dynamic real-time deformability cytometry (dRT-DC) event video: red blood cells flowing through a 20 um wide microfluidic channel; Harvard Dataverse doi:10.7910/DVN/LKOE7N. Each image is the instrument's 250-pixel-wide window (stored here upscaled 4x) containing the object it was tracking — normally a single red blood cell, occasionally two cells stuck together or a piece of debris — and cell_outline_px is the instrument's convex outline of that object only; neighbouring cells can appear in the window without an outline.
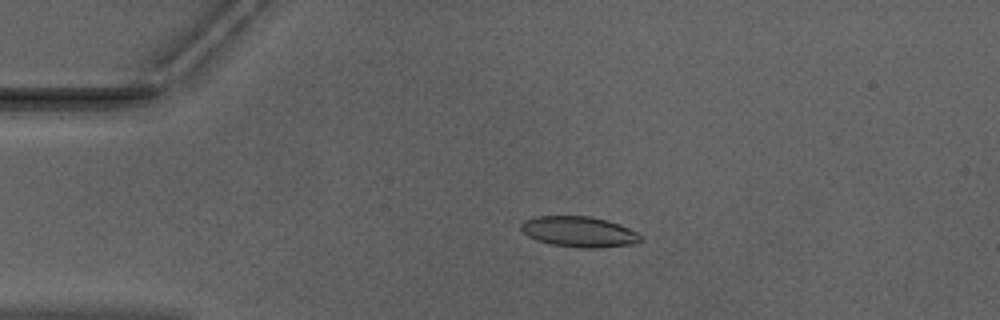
{"species": "Egyptian fruit bat (a non-hibernating species)", "species_latin": "Rousettus aegyptiacus", "temperature_condition": "warm", "stored_images_in_passage": 41, "camera_frame_rate_fps": 3000, "um_per_image_px": 0.085, "animal": {"sex": "male"}, "frame": {"image": 1, "passage_image": 1, "time_ms": 0.0, "image_size_px": [1000, 320], "cell_outline_px": [[644, 236], [636, 244], [596, 248], [584, 248], [552, 244], [536, 240], [528, 236], [520, 228], [520, 224], [524, 220], [536, 216], [588, 216], [604, 220], [628, 228]], "centroid_in_image_um": [49.2, 19.7], "position_along_channel_um": 35.8, "area_um2": 21.15}}
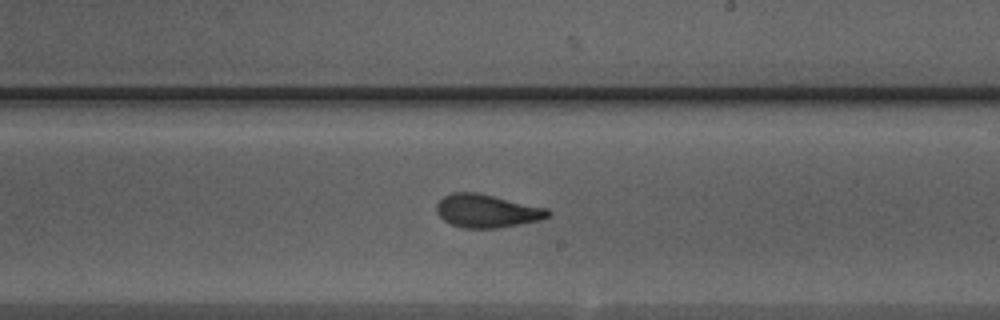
{"frame": {"image": 2, "passage_image": 20, "time_ms": 6.333, "image_size_px": [1000, 320], "cell_outline_px": [[552, 212], [548, 216], [540, 220], [500, 228], [464, 228], [452, 224], [444, 220], [436, 212], [436, 204], [444, 196], [452, 192], [476, 192], [548, 208]], "centroid_in_image_um": [41.39, 17.93], "position_along_channel_um": 247.6, "area_um2": 21.56}}
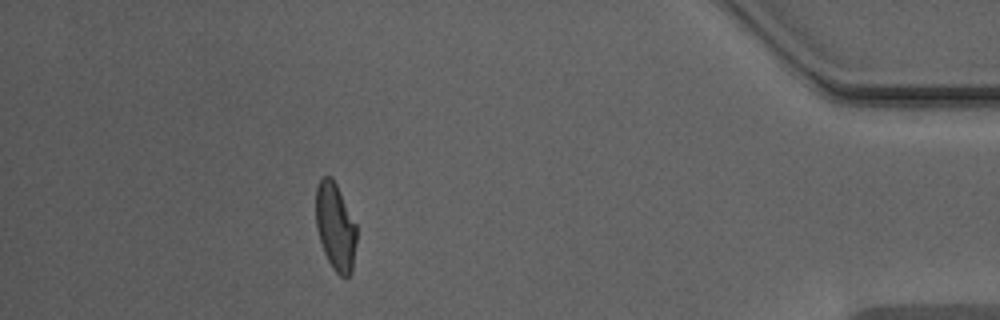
{"frame": {"image": 3, "passage_image": 36, "time_ms": 11.667, "image_size_px": [1000, 320], "cell_outline_px": [[356, 244], [352, 272], [344, 280], [332, 268], [324, 252], [316, 228], [316, 188], [320, 180], [324, 176], [332, 176], [356, 224]], "centroid_in_image_um": [28.51, 19.31], "position_along_channel_um": 406.7, "area_um2": 20.75}, "authors_computed_cell_mechanics": {"area_um2": 21.5594, "velocity_mm_per_s": 3.964, "shape_relaxation_time_tau1_ms": 4.3574, "shape_relaxation_time_tau2_ms": 1.6333, "deformation_change_tau1": 0.1655, "deformation_change_tau2": 0.0794}}